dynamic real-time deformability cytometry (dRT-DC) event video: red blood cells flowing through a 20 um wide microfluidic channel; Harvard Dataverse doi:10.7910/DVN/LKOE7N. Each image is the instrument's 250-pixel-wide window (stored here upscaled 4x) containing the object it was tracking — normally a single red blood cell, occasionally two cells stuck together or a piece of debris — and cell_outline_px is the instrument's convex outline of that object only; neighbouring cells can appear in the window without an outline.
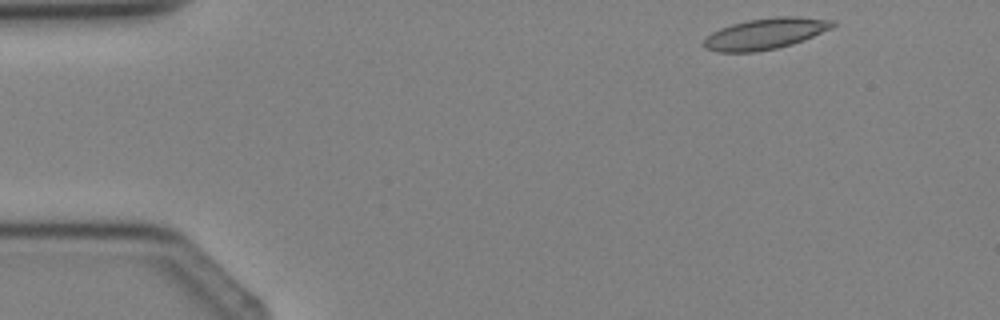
{"species": "Egyptian fruit bat (a non-hibernating species)", "species_latin": "Rousettus aegyptiacus", "temperature_condition": "cold", "stored_images_in_passage": 3, "camera_frame_rate_fps": 3000, "um_per_image_px": 0.085, "animal": {"sex": "female"}, "frame": {"image": 1, "passage_image": 1, "time_ms": 0.0, "image_size_px": [1000, 320], "cell_outline_px": [[836, 24], [832, 28], [804, 40], [792, 44], [776, 48], [756, 52], [716, 52], [704, 48], [704, 40], [712, 32], [720, 28], [732, 24], [748, 20], [780, 16], [792, 16], [832, 20]], "centroid_in_image_um": [65.04, 2.87], "position_along_channel_um": 20.0, "area_um2": 23.18}}
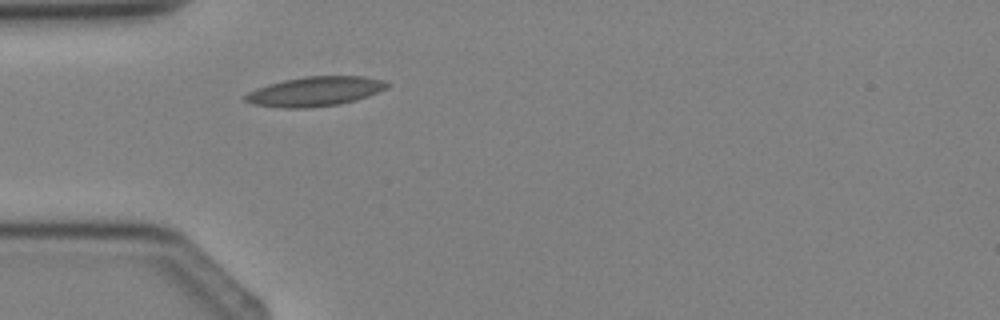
{"frame": {"image": 2, "passage_image": 3, "time_ms": 2.333, "image_size_px": [1000, 320], "cell_outline_px": [[388, 88], [368, 96], [356, 100], [340, 104], [308, 108], [284, 108], [252, 104], [244, 100], [240, 96], [256, 88], [268, 84], [284, 80], [304, 76], [364, 76], [384, 80], [388, 84]], "centroid_in_image_um": [26.75, 7.77], "position_along_channel_um": 58.3, "area_um2": 24.62}}